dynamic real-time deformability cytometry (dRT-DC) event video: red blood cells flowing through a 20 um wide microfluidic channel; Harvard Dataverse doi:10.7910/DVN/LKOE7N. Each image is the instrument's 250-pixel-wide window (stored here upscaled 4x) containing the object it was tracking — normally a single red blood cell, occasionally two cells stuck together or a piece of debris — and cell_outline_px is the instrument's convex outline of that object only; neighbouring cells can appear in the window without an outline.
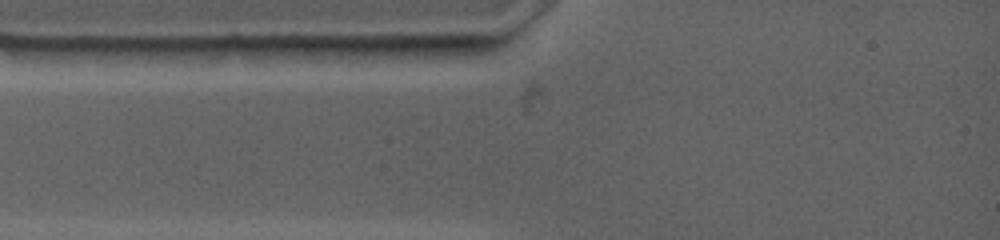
{"species": "common noctule bat (a hibernating species)", "species_latin": "Nyctalus noctula", "temperature_condition": "warm", "stored_images_in_passage": 2, "camera_frame_rate_fps": 4500, "um_per_image_px": 0.085, "animal": {"sex": "female", "body_mass_g": 19.0, "forearm_length_mm": 53.3}, "frame": {"image": 1, "passage_image": 2, "time_ms": 0.667, "image_size_px": [1000, 240], "cell_outline_px": [[448, 48], [440, 56], [372, 64], [332, 48], [372, 44], [448, 44]], "centroid_in_image_um": [33.44, 4.42], "position_along_channel_um": 51.6, "area_um2": 11.21}}